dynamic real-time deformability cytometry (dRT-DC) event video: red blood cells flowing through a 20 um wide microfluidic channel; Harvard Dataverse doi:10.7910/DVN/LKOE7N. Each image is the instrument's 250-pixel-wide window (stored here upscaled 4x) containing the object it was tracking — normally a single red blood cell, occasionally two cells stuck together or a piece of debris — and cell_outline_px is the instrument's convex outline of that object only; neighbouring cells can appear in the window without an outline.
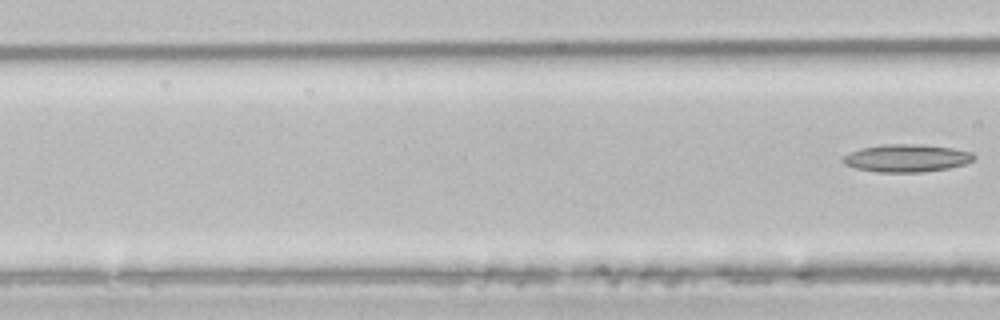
{"species": "common noctule bat (a hibernating species)", "species_latin": "Nyctalus noctula", "temperature_condition": "room temperature", "stored_images_in_passage": 6, "segment_of_instrument_passage": [2, 2], "camera_frame_rate_fps": 3000, "um_per_image_px": 0.085, "animal": {"sex": "male", "body_mass_g": 21.5, "forearm_length_mm": 52.0}, "frame": {"image": 1, "passage_image": 6, "time_ms": 8.333, "image_size_px": [1000, 320], "cell_outline_px": [[976, 156], [972, 160], [964, 164], [948, 168], [924, 172], [876, 172], [856, 168], [844, 164], [840, 160], [844, 156], [860, 148], [884, 144], [924, 144], [952, 148], [972, 152]], "centroid_in_image_um": [77.05, 13.44], "position_along_channel_um": 89.5, "area_um2": 21.15}}